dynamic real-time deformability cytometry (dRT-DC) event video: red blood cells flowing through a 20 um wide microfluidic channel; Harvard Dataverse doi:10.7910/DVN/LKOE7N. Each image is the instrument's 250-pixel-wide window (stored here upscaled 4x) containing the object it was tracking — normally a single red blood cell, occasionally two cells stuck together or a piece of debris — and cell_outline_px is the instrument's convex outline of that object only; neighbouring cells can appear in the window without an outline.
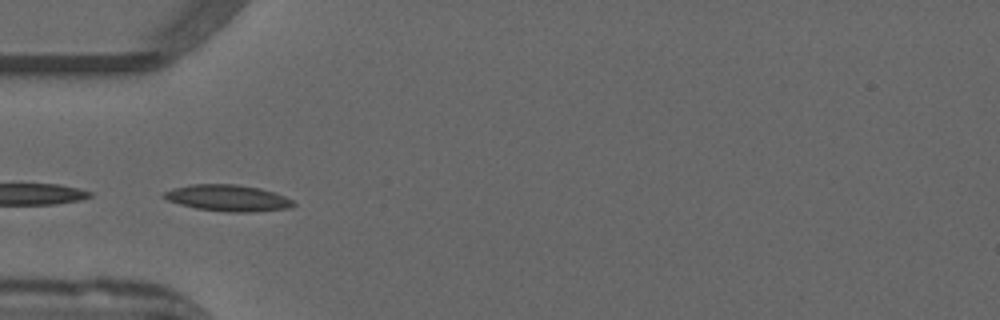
{"species": "common noctule bat (a hibernating species)", "species_latin": "Nyctalus noctula", "temperature_condition": "warm", "stored_images_in_passage": 26, "camera_frame_rate_fps": 3000, "um_per_image_px": 0.085, "animal": {"sex": "male", "forearm_length_mm": 52.5}, "frame": {"image": 1, "passage_image": 15, "time_ms": 4.667, "image_size_px": [1000, 320], "cell_outline_px": [[296, 204], [292, 208], [248, 212], [228, 212], [196, 208], [180, 204], [168, 200], [160, 196], [164, 192], [172, 188], [188, 184], [236, 184], [260, 188], [284, 196], [292, 200]], "centroid_in_image_um": [19.34, 16.82], "position_along_channel_um": 65.7, "area_um2": 19.94}}